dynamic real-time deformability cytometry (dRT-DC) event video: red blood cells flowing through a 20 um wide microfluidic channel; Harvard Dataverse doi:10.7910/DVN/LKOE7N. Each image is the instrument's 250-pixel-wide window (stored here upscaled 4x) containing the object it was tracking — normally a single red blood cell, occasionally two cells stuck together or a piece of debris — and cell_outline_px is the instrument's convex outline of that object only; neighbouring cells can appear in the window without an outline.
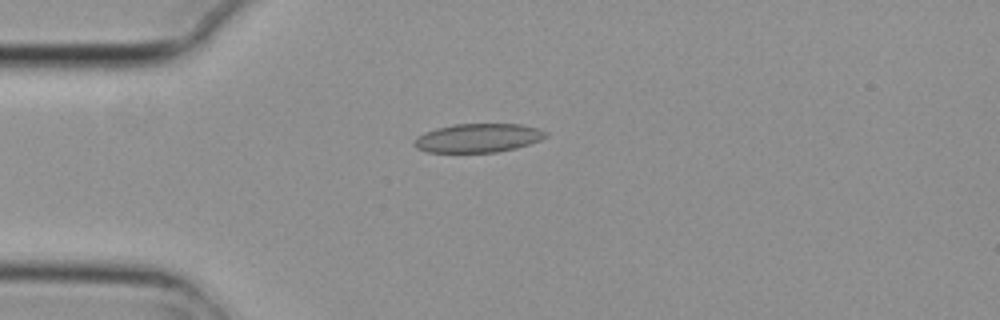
{"species": "common noctule bat (a hibernating species)", "species_latin": "Nyctalus noctula", "temperature_condition": "cold", "stored_images_in_passage": 6, "camera_frame_rate_fps": 3000, "um_per_image_px": 0.085, "animal": {"sex": "female", "body_mass_g": 29.2, "forearm_length_mm": 56.3}, "frame": {"image": 1, "passage_image": 4, "time_ms": 1.0, "image_size_px": [1000, 320], "cell_outline_px": [[548, 136], [540, 140], [516, 148], [496, 152], [428, 152], [416, 148], [412, 144], [412, 140], [416, 136], [424, 132], [436, 128], [452, 124], [520, 124], [536, 128], [548, 132]], "centroid_in_image_um": [40.59, 11.72], "position_along_channel_um": 44.4, "area_um2": 22.2}}
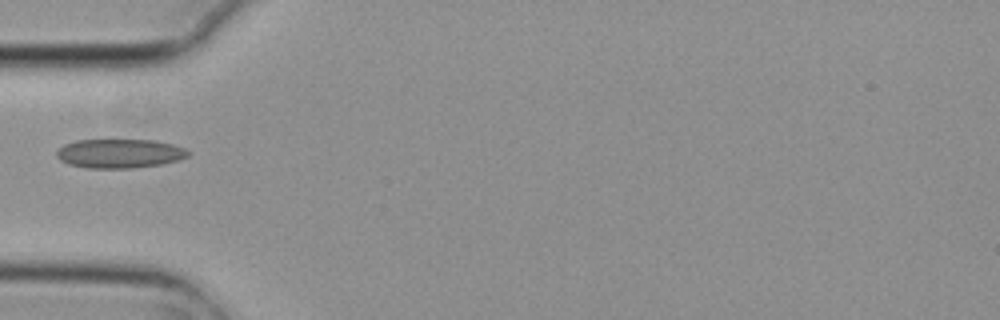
{"frame": {"image": 2, "passage_image": 5, "time_ms": 1.333, "image_size_px": [1000, 320], "cell_outline_px": [[192, 152], [188, 156], [180, 160], [164, 164], [132, 168], [88, 168], [68, 164], [60, 160], [56, 156], [56, 152], [64, 144], [76, 140], [156, 140], [172, 144], [184, 148]], "centroid_in_image_um": [10.2, 13.05], "position_along_channel_um": 74.8, "area_um2": 22.48}}
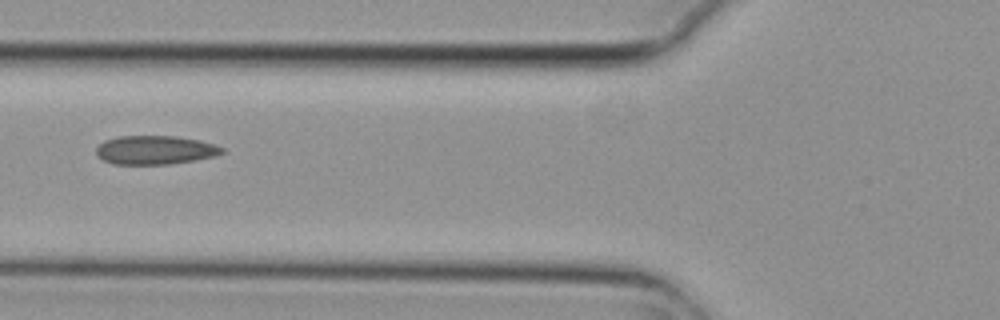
{"frame": {"image": 3, "passage_image": 6, "time_ms": 1.667, "image_size_px": [1000, 320], "cell_outline_px": [[224, 152], [212, 156], [192, 160], [168, 164], [112, 164], [96, 156], [96, 148], [104, 140], [120, 136], [172, 136], [200, 140], [224, 148]], "centroid_in_image_um": [13.12, 12.75], "position_along_channel_um": 112.7, "area_um2": 20.87}}